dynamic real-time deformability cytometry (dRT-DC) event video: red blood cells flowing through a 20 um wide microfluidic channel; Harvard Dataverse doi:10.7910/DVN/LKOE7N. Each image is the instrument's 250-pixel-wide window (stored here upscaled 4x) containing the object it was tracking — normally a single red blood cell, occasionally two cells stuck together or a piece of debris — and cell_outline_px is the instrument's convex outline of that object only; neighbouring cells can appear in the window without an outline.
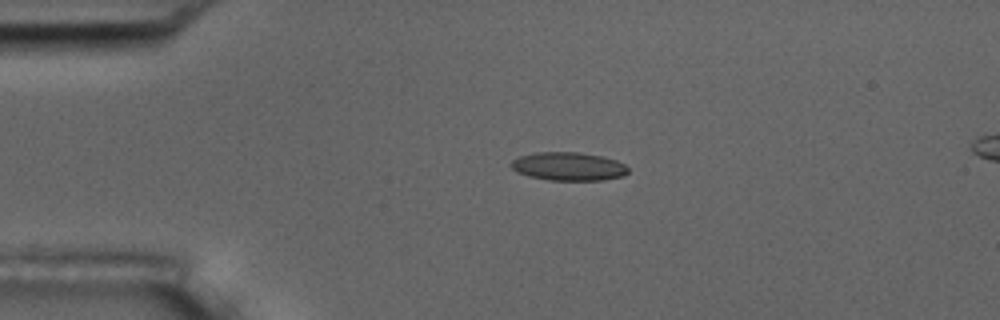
{"species": "common noctule bat (a hibernating species)", "species_latin": "Nyctalus noctula", "temperature_condition": "room temperature", "stored_images_in_passage": 4, "camera_frame_rate_fps": 3000, "um_per_image_px": 0.085, "animal": {"sex": "male", "body_mass_g": 17.5, "forearm_length_mm": 52.3}, "frame": {"image": 1, "passage_image": 2, "time_ms": 2.333, "image_size_px": [1000, 320], "cell_outline_px": [[628, 172], [624, 176], [604, 180], [548, 180], [528, 176], [516, 172], [508, 164], [512, 160], [520, 156], [536, 152], [576, 152], [600, 156], [616, 160], [624, 164], [628, 168]], "centroid_in_image_um": [48.29, 14.15], "position_along_channel_um": 36.7, "area_um2": 19.42}}